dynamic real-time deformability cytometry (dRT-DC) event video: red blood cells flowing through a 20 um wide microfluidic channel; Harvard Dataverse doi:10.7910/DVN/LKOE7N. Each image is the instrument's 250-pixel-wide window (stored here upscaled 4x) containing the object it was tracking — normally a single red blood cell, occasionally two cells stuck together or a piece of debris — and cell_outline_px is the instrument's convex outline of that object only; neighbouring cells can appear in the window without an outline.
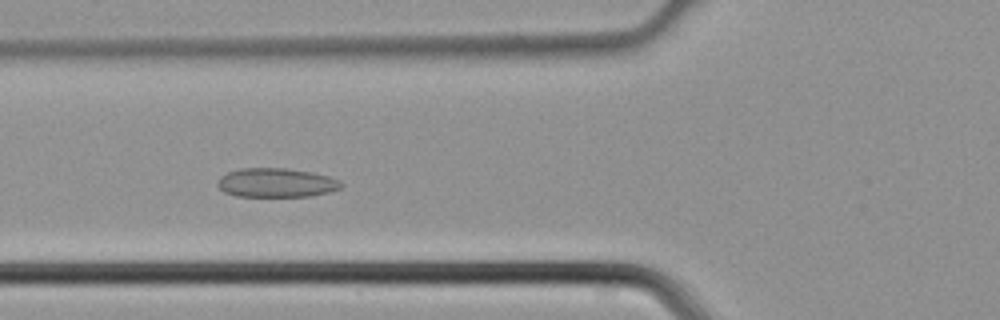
{"species": "common noctule bat (a hibernating species)", "species_latin": "Nyctalus noctula", "temperature_condition": "cold", "stored_images_in_passage": 3, "camera_frame_rate_fps": 3000, "um_per_image_px": 0.085, "animal": {"sex": "male", "body_mass_g": 21.5, "forearm_length_mm": 52.0}, "frame": {"image": 1, "passage_image": 3, "time_ms": 0.667, "image_size_px": [1000, 320], "cell_outline_px": [[344, 184], [340, 188], [328, 192], [308, 196], [236, 196], [224, 192], [216, 184], [220, 176], [228, 172], [240, 168], [284, 168], [312, 172], [328, 176], [340, 180]], "centroid_in_image_um": [23.47, 15.52], "position_along_channel_um": 102.3, "area_um2": 20.92}}